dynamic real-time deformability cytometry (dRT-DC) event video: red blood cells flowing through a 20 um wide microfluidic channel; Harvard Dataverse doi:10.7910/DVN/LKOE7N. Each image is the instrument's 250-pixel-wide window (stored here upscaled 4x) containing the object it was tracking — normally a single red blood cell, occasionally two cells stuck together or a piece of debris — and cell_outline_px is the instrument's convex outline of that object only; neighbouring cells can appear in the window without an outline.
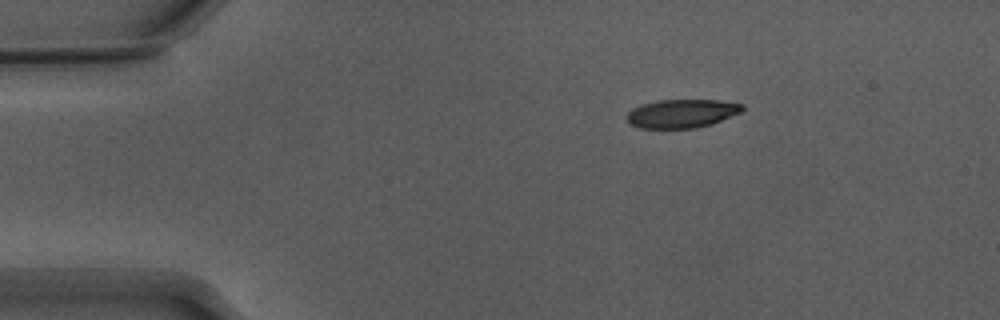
{"species": "Egyptian fruit bat (a non-hibernating species)", "species_latin": "Rousettus aegyptiacus", "temperature_condition": "warm", "stored_images_in_passage": 21, "camera_frame_rate_fps": 3000, "um_per_image_px": 0.085, "animal": {"sex": "male"}, "frame": {"image": 1, "passage_image": 1, "time_ms": 0.0, "image_size_px": [1000, 320], "cell_outline_px": [[744, 108], [740, 112], [712, 124], [696, 128], [640, 128], [628, 124], [628, 112], [632, 108], [640, 104], [656, 100], [716, 100], [744, 104]], "centroid_in_image_um": [57.92, 9.64], "position_along_channel_um": 27.1, "area_um2": 19.25}}
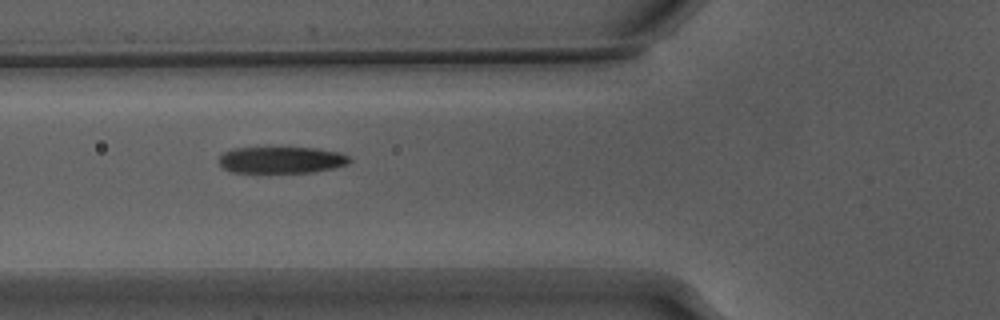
{"frame": {"image": 2, "passage_image": 12, "time_ms": 3.667, "image_size_px": [1000, 320], "cell_outline_px": [[352, 160], [348, 164], [332, 168], [312, 172], [232, 172], [224, 168], [220, 164], [220, 156], [224, 152], [232, 148], [316, 148], [340, 152], [348, 156]], "centroid_in_image_um": [23.94, 13.59], "position_along_channel_um": 101.9, "area_um2": 20.06}}
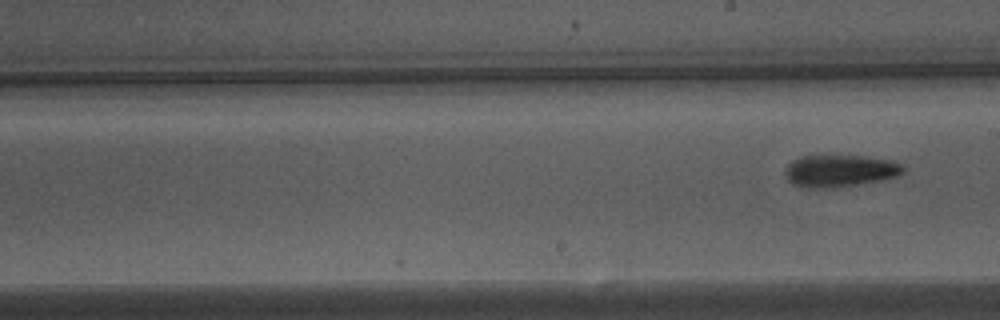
{"frame": {"image": 3, "passage_image": 21, "time_ms": 6.667, "image_size_px": [1000, 320], "cell_outline_px": [[904, 172], [896, 176], [884, 180], [828, 188], [808, 188], [792, 184], [784, 176], [784, 172], [788, 164], [792, 160], [800, 156], [860, 156], [892, 160], [900, 164], [904, 168]], "centroid_in_image_um": [71.35, 14.52], "position_along_channel_um": 217.6, "area_um2": 22.02}}